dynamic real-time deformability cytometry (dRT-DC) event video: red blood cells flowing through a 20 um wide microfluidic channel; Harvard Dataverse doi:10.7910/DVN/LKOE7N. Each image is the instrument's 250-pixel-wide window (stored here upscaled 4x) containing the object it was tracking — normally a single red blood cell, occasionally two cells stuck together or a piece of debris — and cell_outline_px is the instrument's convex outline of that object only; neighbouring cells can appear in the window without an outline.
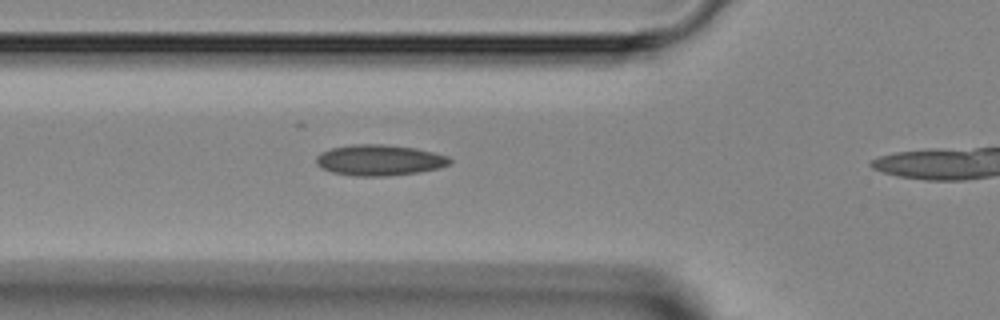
{"species": "Egyptian fruit bat (a non-hibernating species)", "species_latin": "Rousettus aegyptiacus", "temperature_condition": "room temperature", "stored_images_in_passage": 11, "camera_frame_rate_fps": 3000, "um_per_image_px": 0.085, "animal": {"sex": "female"}, "frame": {"image": 1, "passage_image": 4, "time_ms": 1.0, "image_size_px": [1000, 320], "cell_outline_px": [[452, 160], [448, 164], [440, 168], [416, 172], [384, 176], [352, 176], [332, 172], [320, 168], [316, 164], [316, 156], [320, 152], [332, 148], [352, 144], [380, 144], [416, 148], [448, 156]], "centroid_in_image_um": [32.2, 13.61], "position_along_channel_um": 93.6, "area_um2": 23.99}}
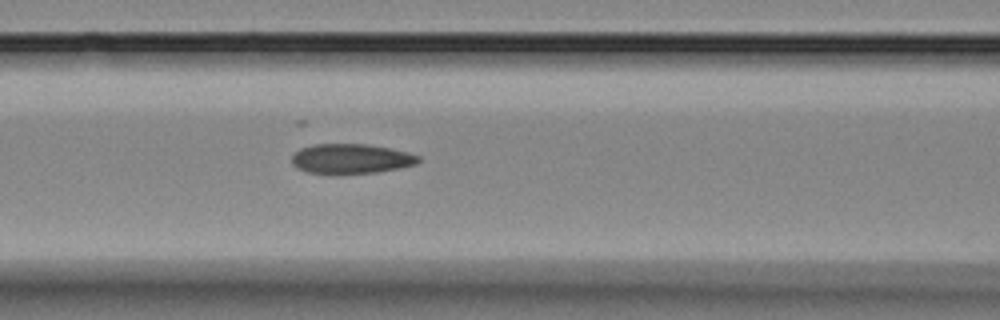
{"frame": {"image": 2, "passage_image": 7, "time_ms": 2.0, "image_size_px": [1000, 320], "cell_outline_px": [[420, 160], [416, 164], [376, 172], [308, 172], [296, 168], [292, 164], [292, 156], [300, 148], [312, 144], [368, 144], [392, 148], [420, 156]], "centroid_in_image_um": [29.83, 13.46], "position_along_channel_um": 136.8, "area_um2": 21.5}}
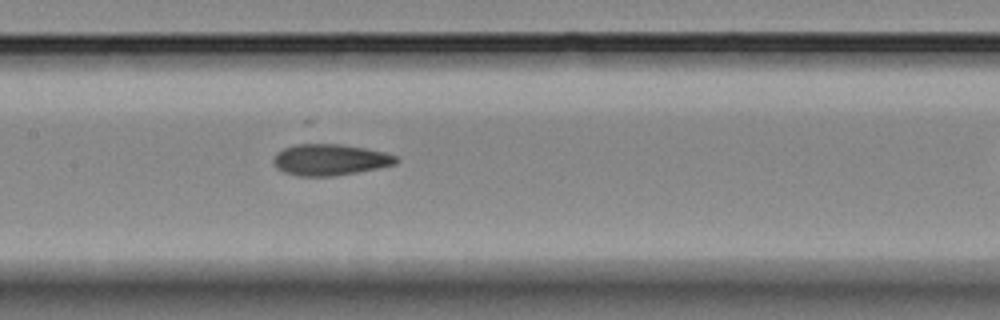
{"frame": {"image": 3, "passage_image": 10, "time_ms": 3.0, "image_size_px": [1000, 320], "cell_outline_px": [[400, 160], [396, 164], [356, 172], [332, 176], [300, 176], [284, 172], [276, 168], [272, 160], [276, 152], [284, 148], [296, 144], [344, 144], [384, 152], [396, 156]], "centroid_in_image_um": [28.03, 13.57], "position_along_channel_um": 179.4, "area_um2": 22.31}}